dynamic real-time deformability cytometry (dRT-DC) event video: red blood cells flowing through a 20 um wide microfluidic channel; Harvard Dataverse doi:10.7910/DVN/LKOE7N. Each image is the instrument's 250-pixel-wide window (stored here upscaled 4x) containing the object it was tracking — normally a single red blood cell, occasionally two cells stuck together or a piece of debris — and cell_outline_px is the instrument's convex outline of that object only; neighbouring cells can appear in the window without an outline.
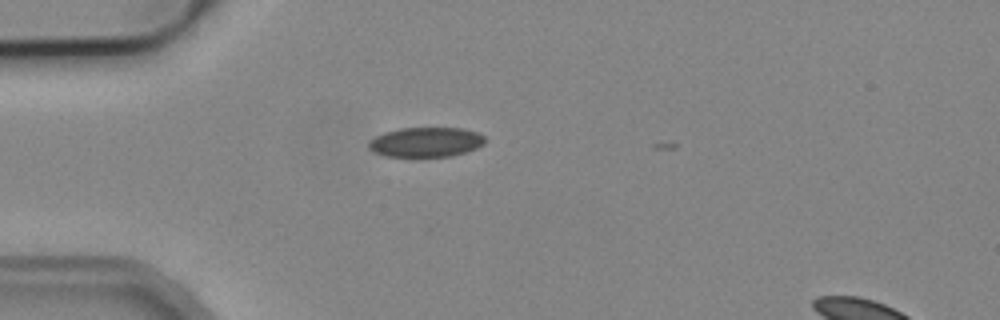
{"species": "common noctule bat (a hibernating species)", "species_latin": "Nyctalus noctula", "temperature_condition": "cold", "stored_images_in_passage": 8, "camera_frame_rate_fps": 3000, "um_per_image_px": 0.085, "animal": {"sex": "male", "body_mass_g": 19.2, "forearm_length_mm": 51.8}, "frame": {"image": 1, "passage_image": 2, "time_ms": 0.333, "image_size_px": [1000, 320], "cell_outline_px": [[484, 144], [476, 148], [452, 156], [384, 156], [368, 148], [368, 140], [384, 132], [400, 128], [464, 128], [480, 132], [484, 136]], "centroid_in_image_um": [36.2, 12.06], "position_along_channel_um": 48.8, "area_um2": 20.17}}